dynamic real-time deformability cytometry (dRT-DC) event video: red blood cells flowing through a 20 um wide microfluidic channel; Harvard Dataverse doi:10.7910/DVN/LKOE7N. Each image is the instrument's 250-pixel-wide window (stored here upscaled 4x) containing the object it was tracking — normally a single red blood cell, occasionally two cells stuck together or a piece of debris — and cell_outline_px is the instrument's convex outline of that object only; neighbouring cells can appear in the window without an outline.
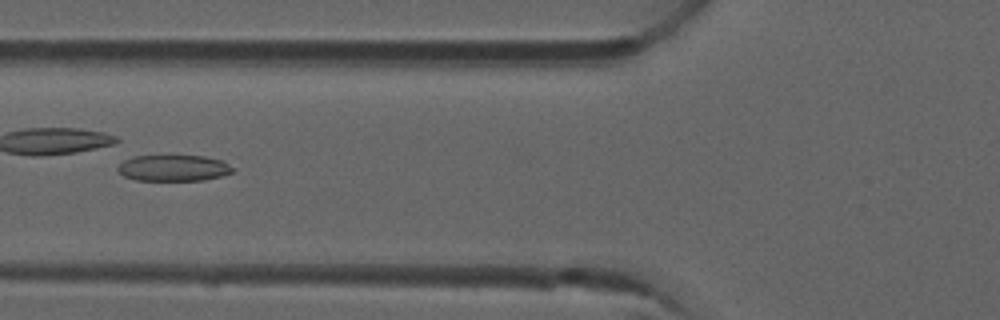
{"species": "common noctule bat (a hibernating species)", "species_latin": "Nyctalus noctula", "temperature_condition": "room temperature", "stored_images_in_passage": 5, "camera_frame_rate_fps": 3000, "um_per_image_px": 0.085, "animal": {"sex": "male", "forearm_length_mm": 52.5}, "frame": {"image": 1, "passage_image": 5, "time_ms": 1.333, "image_size_px": [1000, 320], "cell_outline_px": [[236, 168], [232, 172], [220, 176], [204, 180], [136, 180], [124, 176], [116, 168], [124, 160], [132, 156], [204, 156], [224, 160]], "centroid_in_image_um": [14.79, 14.27], "position_along_channel_um": 111.0, "area_um2": 17.57}}